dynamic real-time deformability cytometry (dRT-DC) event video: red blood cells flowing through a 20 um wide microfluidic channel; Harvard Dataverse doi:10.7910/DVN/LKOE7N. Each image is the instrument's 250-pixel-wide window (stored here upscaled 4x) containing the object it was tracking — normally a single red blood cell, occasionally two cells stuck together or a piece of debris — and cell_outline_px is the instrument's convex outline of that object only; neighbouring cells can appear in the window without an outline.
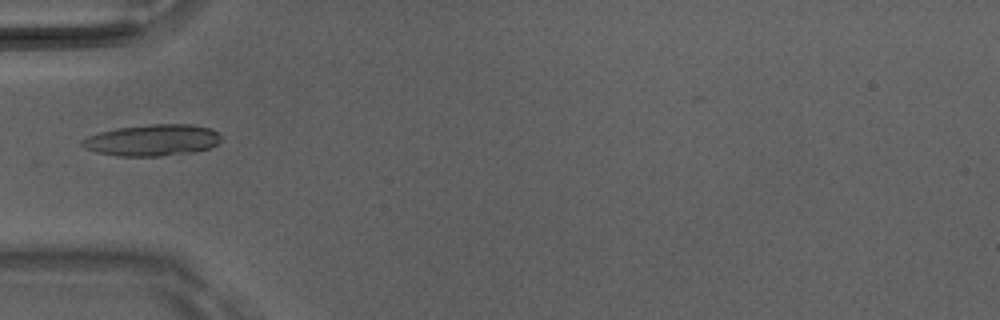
{"species": "Egyptian fruit bat (a non-hibernating species)", "species_latin": "Rousettus aegyptiacus", "temperature_condition": "room temperature", "stored_images_in_passage": 4, "camera_frame_rate_fps": 3000, "um_per_image_px": 0.085, "animal": {"sex": "male"}, "frame": {"image": 1, "passage_image": 4, "time_ms": 1.0, "image_size_px": [1000, 320], "cell_outline_px": [[220, 140], [216, 144], [208, 148], [196, 152], [160, 156], [120, 156], [96, 152], [80, 144], [80, 140], [88, 136], [100, 132], [116, 128], [152, 124], [192, 124], [212, 128], [220, 132]], "centroid_in_image_um": [12.98, 11.91], "position_along_channel_um": 72.0, "area_um2": 25.55}}